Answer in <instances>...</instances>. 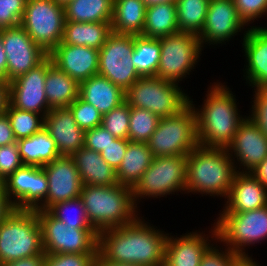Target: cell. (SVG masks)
<instances>
[{
  "instance_id": "cell-1",
  "label": "cell",
  "mask_w": 267,
  "mask_h": 266,
  "mask_svg": "<svg viewBox=\"0 0 267 266\" xmlns=\"http://www.w3.org/2000/svg\"><path fill=\"white\" fill-rule=\"evenodd\" d=\"M143 219L138 217L133 223L100 231L98 252L108 261L117 263L164 266L170 234Z\"/></svg>"
},
{
  "instance_id": "cell-2",
  "label": "cell",
  "mask_w": 267,
  "mask_h": 266,
  "mask_svg": "<svg viewBox=\"0 0 267 266\" xmlns=\"http://www.w3.org/2000/svg\"><path fill=\"white\" fill-rule=\"evenodd\" d=\"M221 82L208 89L204 104L195 108L199 146L227 148L245 118L239 115L235 95Z\"/></svg>"
},
{
  "instance_id": "cell-3",
  "label": "cell",
  "mask_w": 267,
  "mask_h": 266,
  "mask_svg": "<svg viewBox=\"0 0 267 266\" xmlns=\"http://www.w3.org/2000/svg\"><path fill=\"white\" fill-rule=\"evenodd\" d=\"M236 173L226 148L198 145L187 155L186 194H208L226 200Z\"/></svg>"
},
{
  "instance_id": "cell-4",
  "label": "cell",
  "mask_w": 267,
  "mask_h": 266,
  "mask_svg": "<svg viewBox=\"0 0 267 266\" xmlns=\"http://www.w3.org/2000/svg\"><path fill=\"white\" fill-rule=\"evenodd\" d=\"M80 199L91 226L99 233L133 223L139 216L132 188L83 185Z\"/></svg>"
},
{
  "instance_id": "cell-5",
  "label": "cell",
  "mask_w": 267,
  "mask_h": 266,
  "mask_svg": "<svg viewBox=\"0 0 267 266\" xmlns=\"http://www.w3.org/2000/svg\"><path fill=\"white\" fill-rule=\"evenodd\" d=\"M35 255H46L36 210L15 209L0 223V266Z\"/></svg>"
},
{
  "instance_id": "cell-6",
  "label": "cell",
  "mask_w": 267,
  "mask_h": 266,
  "mask_svg": "<svg viewBox=\"0 0 267 266\" xmlns=\"http://www.w3.org/2000/svg\"><path fill=\"white\" fill-rule=\"evenodd\" d=\"M154 157L187 156L198 146L196 114L189 102L174 115L160 118L147 141Z\"/></svg>"
},
{
  "instance_id": "cell-7",
  "label": "cell",
  "mask_w": 267,
  "mask_h": 266,
  "mask_svg": "<svg viewBox=\"0 0 267 266\" xmlns=\"http://www.w3.org/2000/svg\"><path fill=\"white\" fill-rule=\"evenodd\" d=\"M190 99L177 83L156 76L140 77L125 91L130 107L146 109L159 118L178 113Z\"/></svg>"
},
{
  "instance_id": "cell-8",
  "label": "cell",
  "mask_w": 267,
  "mask_h": 266,
  "mask_svg": "<svg viewBox=\"0 0 267 266\" xmlns=\"http://www.w3.org/2000/svg\"><path fill=\"white\" fill-rule=\"evenodd\" d=\"M214 222L217 242H223L238 255H246L245 247L267 239V205L241 213H220Z\"/></svg>"
},
{
  "instance_id": "cell-9",
  "label": "cell",
  "mask_w": 267,
  "mask_h": 266,
  "mask_svg": "<svg viewBox=\"0 0 267 266\" xmlns=\"http://www.w3.org/2000/svg\"><path fill=\"white\" fill-rule=\"evenodd\" d=\"M186 164L187 156L154 157L132 189L135 204L138 205L139 198L166 197L178 191L186 193Z\"/></svg>"
},
{
  "instance_id": "cell-10",
  "label": "cell",
  "mask_w": 267,
  "mask_h": 266,
  "mask_svg": "<svg viewBox=\"0 0 267 266\" xmlns=\"http://www.w3.org/2000/svg\"><path fill=\"white\" fill-rule=\"evenodd\" d=\"M65 22L62 4L54 0H27L20 25L49 54L62 42Z\"/></svg>"
},
{
  "instance_id": "cell-11",
  "label": "cell",
  "mask_w": 267,
  "mask_h": 266,
  "mask_svg": "<svg viewBox=\"0 0 267 266\" xmlns=\"http://www.w3.org/2000/svg\"><path fill=\"white\" fill-rule=\"evenodd\" d=\"M45 254L97 253L98 232L94 228H71L48 210H36Z\"/></svg>"
},
{
  "instance_id": "cell-12",
  "label": "cell",
  "mask_w": 267,
  "mask_h": 266,
  "mask_svg": "<svg viewBox=\"0 0 267 266\" xmlns=\"http://www.w3.org/2000/svg\"><path fill=\"white\" fill-rule=\"evenodd\" d=\"M159 39L161 55L156 77L178 84L198 63L203 50L199 37L178 32Z\"/></svg>"
},
{
  "instance_id": "cell-13",
  "label": "cell",
  "mask_w": 267,
  "mask_h": 266,
  "mask_svg": "<svg viewBox=\"0 0 267 266\" xmlns=\"http://www.w3.org/2000/svg\"><path fill=\"white\" fill-rule=\"evenodd\" d=\"M134 35L112 32L99 50L98 74L108 78L124 92L141 76L131 59Z\"/></svg>"
},
{
  "instance_id": "cell-14",
  "label": "cell",
  "mask_w": 267,
  "mask_h": 266,
  "mask_svg": "<svg viewBox=\"0 0 267 266\" xmlns=\"http://www.w3.org/2000/svg\"><path fill=\"white\" fill-rule=\"evenodd\" d=\"M53 64L47 56L39 65L8 83V103L17 109L42 114L50 108L45 93V79Z\"/></svg>"
},
{
  "instance_id": "cell-15",
  "label": "cell",
  "mask_w": 267,
  "mask_h": 266,
  "mask_svg": "<svg viewBox=\"0 0 267 266\" xmlns=\"http://www.w3.org/2000/svg\"><path fill=\"white\" fill-rule=\"evenodd\" d=\"M2 42L7 57L8 83L35 68L48 56L21 25L2 29Z\"/></svg>"
},
{
  "instance_id": "cell-16",
  "label": "cell",
  "mask_w": 267,
  "mask_h": 266,
  "mask_svg": "<svg viewBox=\"0 0 267 266\" xmlns=\"http://www.w3.org/2000/svg\"><path fill=\"white\" fill-rule=\"evenodd\" d=\"M4 187L15 209L36 210L47 197L48 180L42 167L23 165L4 181Z\"/></svg>"
},
{
  "instance_id": "cell-17",
  "label": "cell",
  "mask_w": 267,
  "mask_h": 266,
  "mask_svg": "<svg viewBox=\"0 0 267 266\" xmlns=\"http://www.w3.org/2000/svg\"><path fill=\"white\" fill-rule=\"evenodd\" d=\"M42 168L48 180V193L36 210H49L59 202L80 196L83 183L71 156H60Z\"/></svg>"
},
{
  "instance_id": "cell-18",
  "label": "cell",
  "mask_w": 267,
  "mask_h": 266,
  "mask_svg": "<svg viewBox=\"0 0 267 266\" xmlns=\"http://www.w3.org/2000/svg\"><path fill=\"white\" fill-rule=\"evenodd\" d=\"M226 149L231 159H234L233 162L236 171L240 173H250L267 157V137L264 136L255 123L246 116L239 125V129L234 135L232 142ZM235 163L240 165H236ZM237 166H243L244 168Z\"/></svg>"
},
{
  "instance_id": "cell-19",
  "label": "cell",
  "mask_w": 267,
  "mask_h": 266,
  "mask_svg": "<svg viewBox=\"0 0 267 266\" xmlns=\"http://www.w3.org/2000/svg\"><path fill=\"white\" fill-rule=\"evenodd\" d=\"M245 26L234 0H210L205 24L198 37L202 47L204 44H223L234 38Z\"/></svg>"
},
{
  "instance_id": "cell-20",
  "label": "cell",
  "mask_w": 267,
  "mask_h": 266,
  "mask_svg": "<svg viewBox=\"0 0 267 266\" xmlns=\"http://www.w3.org/2000/svg\"><path fill=\"white\" fill-rule=\"evenodd\" d=\"M53 64L78 83L98 74L99 50L61 42L49 54Z\"/></svg>"
},
{
  "instance_id": "cell-21",
  "label": "cell",
  "mask_w": 267,
  "mask_h": 266,
  "mask_svg": "<svg viewBox=\"0 0 267 266\" xmlns=\"http://www.w3.org/2000/svg\"><path fill=\"white\" fill-rule=\"evenodd\" d=\"M44 129L55 141L60 156H72L84 147L85 131L68 107L50 109L44 117Z\"/></svg>"
},
{
  "instance_id": "cell-22",
  "label": "cell",
  "mask_w": 267,
  "mask_h": 266,
  "mask_svg": "<svg viewBox=\"0 0 267 266\" xmlns=\"http://www.w3.org/2000/svg\"><path fill=\"white\" fill-rule=\"evenodd\" d=\"M212 229L209 232L210 236L197 231L183 234L180 238L177 235L176 238L168 235L164 266H200L202 255L212 245L210 241L214 239L215 242L217 241L216 226L213 225ZM209 237L212 239L210 240Z\"/></svg>"
},
{
  "instance_id": "cell-23",
  "label": "cell",
  "mask_w": 267,
  "mask_h": 266,
  "mask_svg": "<svg viewBox=\"0 0 267 266\" xmlns=\"http://www.w3.org/2000/svg\"><path fill=\"white\" fill-rule=\"evenodd\" d=\"M221 213H241L267 205V189L251 174L237 172Z\"/></svg>"
},
{
  "instance_id": "cell-24",
  "label": "cell",
  "mask_w": 267,
  "mask_h": 266,
  "mask_svg": "<svg viewBox=\"0 0 267 266\" xmlns=\"http://www.w3.org/2000/svg\"><path fill=\"white\" fill-rule=\"evenodd\" d=\"M243 34V50L246 57L245 72L249 86L254 90L267 82V27L250 26Z\"/></svg>"
},
{
  "instance_id": "cell-25",
  "label": "cell",
  "mask_w": 267,
  "mask_h": 266,
  "mask_svg": "<svg viewBox=\"0 0 267 266\" xmlns=\"http://www.w3.org/2000/svg\"><path fill=\"white\" fill-rule=\"evenodd\" d=\"M79 97L104 115L125 101V92L108 78L96 74L79 83Z\"/></svg>"
},
{
  "instance_id": "cell-26",
  "label": "cell",
  "mask_w": 267,
  "mask_h": 266,
  "mask_svg": "<svg viewBox=\"0 0 267 266\" xmlns=\"http://www.w3.org/2000/svg\"><path fill=\"white\" fill-rule=\"evenodd\" d=\"M83 185L113 186L118 180L116 171L101 157L100 153L82 147L71 156Z\"/></svg>"
},
{
  "instance_id": "cell-27",
  "label": "cell",
  "mask_w": 267,
  "mask_h": 266,
  "mask_svg": "<svg viewBox=\"0 0 267 266\" xmlns=\"http://www.w3.org/2000/svg\"><path fill=\"white\" fill-rule=\"evenodd\" d=\"M154 156L147 142H128L126 153L116 171L118 183L134 188L151 165Z\"/></svg>"
},
{
  "instance_id": "cell-28",
  "label": "cell",
  "mask_w": 267,
  "mask_h": 266,
  "mask_svg": "<svg viewBox=\"0 0 267 266\" xmlns=\"http://www.w3.org/2000/svg\"><path fill=\"white\" fill-rule=\"evenodd\" d=\"M17 145L23 165L43 167L60 157L55 141L44 128L17 140Z\"/></svg>"
},
{
  "instance_id": "cell-29",
  "label": "cell",
  "mask_w": 267,
  "mask_h": 266,
  "mask_svg": "<svg viewBox=\"0 0 267 266\" xmlns=\"http://www.w3.org/2000/svg\"><path fill=\"white\" fill-rule=\"evenodd\" d=\"M112 33L111 22L66 21L62 42L100 50Z\"/></svg>"
},
{
  "instance_id": "cell-30",
  "label": "cell",
  "mask_w": 267,
  "mask_h": 266,
  "mask_svg": "<svg viewBox=\"0 0 267 266\" xmlns=\"http://www.w3.org/2000/svg\"><path fill=\"white\" fill-rule=\"evenodd\" d=\"M45 93L50 109L66 108L79 97V83L52 64L46 73Z\"/></svg>"
},
{
  "instance_id": "cell-31",
  "label": "cell",
  "mask_w": 267,
  "mask_h": 266,
  "mask_svg": "<svg viewBox=\"0 0 267 266\" xmlns=\"http://www.w3.org/2000/svg\"><path fill=\"white\" fill-rule=\"evenodd\" d=\"M146 8L142 0H114L112 32L142 35Z\"/></svg>"
},
{
  "instance_id": "cell-32",
  "label": "cell",
  "mask_w": 267,
  "mask_h": 266,
  "mask_svg": "<svg viewBox=\"0 0 267 266\" xmlns=\"http://www.w3.org/2000/svg\"><path fill=\"white\" fill-rule=\"evenodd\" d=\"M114 0H70L64 5L65 21L112 22Z\"/></svg>"
},
{
  "instance_id": "cell-33",
  "label": "cell",
  "mask_w": 267,
  "mask_h": 266,
  "mask_svg": "<svg viewBox=\"0 0 267 266\" xmlns=\"http://www.w3.org/2000/svg\"><path fill=\"white\" fill-rule=\"evenodd\" d=\"M178 32L176 4L163 3L146 8L143 36L160 38Z\"/></svg>"
},
{
  "instance_id": "cell-34",
  "label": "cell",
  "mask_w": 267,
  "mask_h": 266,
  "mask_svg": "<svg viewBox=\"0 0 267 266\" xmlns=\"http://www.w3.org/2000/svg\"><path fill=\"white\" fill-rule=\"evenodd\" d=\"M160 55L159 38L134 35V50L131 59L141 77L156 76Z\"/></svg>"
},
{
  "instance_id": "cell-35",
  "label": "cell",
  "mask_w": 267,
  "mask_h": 266,
  "mask_svg": "<svg viewBox=\"0 0 267 266\" xmlns=\"http://www.w3.org/2000/svg\"><path fill=\"white\" fill-rule=\"evenodd\" d=\"M210 0H177V25L179 32L196 36L201 34Z\"/></svg>"
},
{
  "instance_id": "cell-36",
  "label": "cell",
  "mask_w": 267,
  "mask_h": 266,
  "mask_svg": "<svg viewBox=\"0 0 267 266\" xmlns=\"http://www.w3.org/2000/svg\"><path fill=\"white\" fill-rule=\"evenodd\" d=\"M5 113L9 117L12 131L16 140L28 138L44 128V116L42 114L6 105Z\"/></svg>"
},
{
  "instance_id": "cell-37",
  "label": "cell",
  "mask_w": 267,
  "mask_h": 266,
  "mask_svg": "<svg viewBox=\"0 0 267 266\" xmlns=\"http://www.w3.org/2000/svg\"><path fill=\"white\" fill-rule=\"evenodd\" d=\"M159 119L146 109L131 107L128 140L147 142L156 130Z\"/></svg>"
},
{
  "instance_id": "cell-38",
  "label": "cell",
  "mask_w": 267,
  "mask_h": 266,
  "mask_svg": "<svg viewBox=\"0 0 267 266\" xmlns=\"http://www.w3.org/2000/svg\"><path fill=\"white\" fill-rule=\"evenodd\" d=\"M48 211L55 218L62 221L67 227L93 228L90 222L88 221V218L86 216V211L80 197L70 199L65 202H59L54 206H52Z\"/></svg>"
},
{
  "instance_id": "cell-39",
  "label": "cell",
  "mask_w": 267,
  "mask_h": 266,
  "mask_svg": "<svg viewBox=\"0 0 267 266\" xmlns=\"http://www.w3.org/2000/svg\"><path fill=\"white\" fill-rule=\"evenodd\" d=\"M131 107L124 101L121 105L113 108L102 115L101 126L118 139H128Z\"/></svg>"
},
{
  "instance_id": "cell-40",
  "label": "cell",
  "mask_w": 267,
  "mask_h": 266,
  "mask_svg": "<svg viewBox=\"0 0 267 266\" xmlns=\"http://www.w3.org/2000/svg\"><path fill=\"white\" fill-rule=\"evenodd\" d=\"M68 108L72 112L77 125L84 131L102 124V114L93 105L80 97L74 100Z\"/></svg>"
},
{
  "instance_id": "cell-41",
  "label": "cell",
  "mask_w": 267,
  "mask_h": 266,
  "mask_svg": "<svg viewBox=\"0 0 267 266\" xmlns=\"http://www.w3.org/2000/svg\"><path fill=\"white\" fill-rule=\"evenodd\" d=\"M27 0H0V30L19 26Z\"/></svg>"
},
{
  "instance_id": "cell-42",
  "label": "cell",
  "mask_w": 267,
  "mask_h": 266,
  "mask_svg": "<svg viewBox=\"0 0 267 266\" xmlns=\"http://www.w3.org/2000/svg\"><path fill=\"white\" fill-rule=\"evenodd\" d=\"M97 253L46 254L44 266H93Z\"/></svg>"
},
{
  "instance_id": "cell-43",
  "label": "cell",
  "mask_w": 267,
  "mask_h": 266,
  "mask_svg": "<svg viewBox=\"0 0 267 266\" xmlns=\"http://www.w3.org/2000/svg\"><path fill=\"white\" fill-rule=\"evenodd\" d=\"M22 166L17 142L0 146V177L3 181Z\"/></svg>"
},
{
  "instance_id": "cell-44",
  "label": "cell",
  "mask_w": 267,
  "mask_h": 266,
  "mask_svg": "<svg viewBox=\"0 0 267 266\" xmlns=\"http://www.w3.org/2000/svg\"><path fill=\"white\" fill-rule=\"evenodd\" d=\"M238 15L246 25L267 14V0H234Z\"/></svg>"
},
{
  "instance_id": "cell-45",
  "label": "cell",
  "mask_w": 267,
  "mask_h": 266,
  "mask_svg": "<svg viewBox=\"0 0 267 266\" xmlns=\"http://www.w3.org/2000/svg\"><path fill=\"white\" fill-rule=\"evenodd\" d=\"M212 245L202 255L200 266H234L235 258L238 254L226 247L221 250L219 246ZM219 247V249H217Z\"/></svg>"
},
{
  "instance_id": "cell-46",
  "label": "cell",
  "mask_w": 267,
  "mask_h": 266,
  "mask_svg": "<svg viewBox=\"0 0 267 266\" xmlns=\"http://www.w3.org/2000/svg\"><path fill=\"white\" fill-rule=\"evenodd\" d=\"M116 138L101 125L85 131L84 147L101 153Z\"/></svg>"
},
{
  "instance_id": "cell-47",
  "label": "cell",
  "mask_w": 267,
  "mask_h": 266,
  "mask_svg": "<svg viewBox=\"0 0 267 266\" xmlns=\"http://www.w3.org/2000/svg\"><path fill=\"white\" fill-rule=\"evenodd\" d=\"M128 142V139L116 138L100 153L104 161L111 165L115 171H117L121 165L122 159L126 153Z\"/></svg>"
},
{
  "instance_id": "cell-48",
  "label": "cell",
  "mask_w": 267,
  "mask_h": 266,
  "mask_svg": "<svg viewBox=\"0 0 267 266\" xmlns=\"http://www.w3.org/2000/svg\"><path fill=\"white\" fill-rule=\"evenodd\" d=\"M253 95L254 100L251 107V114L248 116L255 125L267 137V101H265L256 91Z\"/></svg>"
},
{
  "instance_id": "cell-49",
  "label": "cell",
  "mask_w": 267,
  "mask_h": 266,
  "mask_svg": "<svg viewBox=\"0 0 267 266\" xmlns=\"http://www.w3.org/2000/svg\"><path fill=\"white\" fill-rule=\"evenodd\" d=\"M17 142L14 137L9 117L6 113L0 115V146Z\"/></svg>"
},
{
  "instance_id": "cell-50",
  "label": "cell",
  "mask_w": 267,
  "mask_h": 266,
  "mask_svg": "<svg viewBox=\"0 0 267 266\" xmlns=\"http://www.w3.org/2000/svg\"><path fill=\"white\" fill-rule=\"evenodd\" d=\"M15 206L10 201L5 187H0V223H2L13 211Z\"/></svg>"
},
{
  "instance_id": "cell-51",
  "label": "cell",
  "mask_w": 267,
  "mask_h": 266,
  "mask_svg": "<svg viewBox=\"0 0 267 266\" xmlns=\"http://www.w3.org/2000/svg\"><path fill=\"white\" fill-rule=\"evenodd\" d=\"M45 255H35L20 260L11 261L1 266H44Z\"/></svg>"
},
{
  "instance_id": "cell-52",
  "label": "cell",
  "mask_w": 267,
  "mask_h": 266,
  "mask_svg": "<svg viewBox=\"0 0 267 266\" xmlns=\"http://www.w3.org/2000/svg\"><path fill=\"white\" fill-rule=\"evenodd\" d=\"M250 173L267 189V157Z\"/></svg>"
},
{
  "instance_id": "cell-53",
  "label": "cell",
  "mask_w": 267,
  "mask_h": 266,
  "mask_svg": "<svg viewBox=\"0 0 267 266\" xmlns=\"http://www.w3.org/2000/svg\"><path fill=\"white\" fill-rule=\"evenodd\" d=\"M93 266H142L140 264H126L108 261L99 252L94 256Z\"/></svg>"
},
{
  "instance_id": "cell-54",
  "label": "cell",
  "mask_w": 267,
  "mask_h": 266,
  "mask_svg": "<svg viewBox=\"0 0 267 266\" xmlns=\"http://www.w3.org/2000/svg\"><path fill=\"white\" fill-rule=\"evenodd\" d=\"M8 103V82L0 79V115L5 113Z\"/></svg>"
},
{
  "instance_id": "cell-55",
  "label": "cell",
  "mask_w": 267,
  "mask_h": 266,
  "mask_svg": "<svg viewBox=\"0 0 267 266\" xmlns=\"http://www.w3.org/2000/svg\"><path fill=\"white\" fill-rule=\"evenodd\" d=\"M0 79L7 81V57L2 42V29L0 30Z\"/></svg>"
},
{
  "instance_id": "cell-56",
  "label": "cell",
  "mask_w": 267,
  "mask_h": 266,
  "mask_svg": "<svg viewBox=\"0 0 267 266\" xmlns=\"http://www.w3.org/2000/svg\"><path fill=\"white\" fill-rule=\"evenodd\" d=\"M234 266H260L257 262L248 255H237L235 258Z\"/></svg>"
},
{
  "instance_id": "cell-57",
  "label": "cell",
  "mask_w": 267,
  "mask_h": 266,
  "mask_svg": "<svg viewBox=\"0 0 267 266\" xmlns=\"http://www.w3.org/2000/svg\"><path fill=\"white\" fill-rule=\"evenodd\" d=\"M255 91L265 100L267 101V82L261 83Z\"/></svg>"
},
{
  "instance_id": "cell-58",
  "label": "cell",
  "mask_w": 267,
  "mask_h": 266,
  "mask_svg": "<svg viewBox=\"0 0 267 266\" xmlns=\"http://www.w3.org/2000/svg\"><path fill=\"white\" fill-rule=\"evenodd\" d=\"M147 7L163 3H174L176 4L177 0H142Z\"/></svg>"
},
{
  "instance_id": "cell-59",
  "label": "cell",
  "mask_w": 267,
  "mask_h": 266,
  "mask_svg": "<svg viewBox=\"0 0 267 266\" xmlns=\"http://www.w3.org/2000/svg\"><path fill=\"white\" fill-rule=\"evenodd\" d=\"M54 1L57 2V3H59V4H62L64 6L70 0H54Z\"/></svg>"
},
{
  "instance_id": "cell-60",
  "label": "cell",
  "mask_w": 267,
  "mask_h": 266,
  "mask_svg": "<svg viewBox=\"0 0 267 266\" xmlns=\"http://www.w3.org/2000/svg\"><path fill=\"white\" fill-rule=\"evenodd\" d=\"M0 187H4V181L2 180L1 177H0Z\"/></svg>"
}]
</instances>
